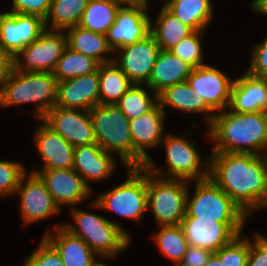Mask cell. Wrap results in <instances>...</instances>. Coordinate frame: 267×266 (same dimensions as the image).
I'll return each instance as SVG.
<instances>
[{"label":"cell","instance_id":"cell-1","mask_svg":"<svg viewBox=\"0 0 267 266\" xmlns=\"http://www.w3.org/2000/svg\"><path fill=\"white\" fill-rule=\"evenodd\" d=\"M261 155L211 152L209 156V177L247 216L252 209L267 208V160Z\"/></svg>","mask_w":267,"mask_h":266},{"label":"cell","instance_id":"cell-2","mask_svg":"<svg viewBox=\"0 0 267 266\" xmlns=\"http://www.w3.org/2000/svg\"><path fill=\"white\" fill-rule=\"evenodd\" d=\"M226 110V111H225ZM216 113L207 132L214 141L212 152L249 153L267 151V111Z\"/></svg>","mask_w":267,"mask_h":266},{"label":"cell","instance_id":"cell-3","mask_svg":"<svg viewBox=\"0 0 267 266\" xmlns=\"http://www.w3.org/2000/svg\"><path fill=\"white\" fill-rule=\"evenodd\" d=\"M58 81L49 72H19L12 68L0 82V106L35 103L42 120L56 105Z\"/></svg>","mask_w":267,"mask_h":266},{"label":"cell","instance_id":"cell-4","mask_svg":"<svg viewBox=\"0 0 267 266\" xmlns=\"http://www.w3.org/2000/svg\"><path fill=\"white\" fill-rule=\"evenodd\" d=\"M71 214L78 228L72 224L63 227L83 239L97 256L111 258L129 246L130 235L117 222L74 208Z\"/></svg>","mask_w":267,"mask_h":266},{"label":"cell","instance_id":"cell-5","mask_svg":"<svg viewBox=\"0 0 267 266\" xmlns=\"http://www.w3.org/2000/svg\"><path fill=\"white\" fill-rule=\"evenodd\" d=\"M96 143L107 153L117 152L126 168H133L129 119L116 104H98L89 110Z\"/></svg>","mask_w":267,"mask_h":266},{"label":"cell","instance_id":"cell-6","mask_svg":"<svg viewBox=\"0 0 267 266\" xmlns=\"http://www.w3.org/2000/svg\"><path fill=\"white\" fill-rule=\"evenodd\" d=\"M188 181L163 178L147 170V209H152L158 226L181 225L186 215Z\"/></svg>","mask_w":267,"mask_h":266},{"label":"cell","instance_id":"cell-7","mask_svg":"<svg viewBox=\"0 0 267 266\" xmlns=\"http://www.w3.org/2000/svg\"><path fill=\"white\" fill-rule=\"evenodd\" d=\"M128 169L129 178L99 195L90 207L111 210L121 217L140 220L147 210V169Z\"/></svg>","mask_w":267,"mask_h":266},{"label":"cell","instance_id":"cell-8","mask_svg":"<svg viewBox=\"0 0 267 266\" xmlns=\"http://www.w3.org/2000/svg\"><path fill=\"white\" fill-rule=\"evenodd\" d=\"M193 197L187 195L185 217H194L216 222H245L247 215L209 177L198 180Z\"/></svg>","mask_w":267,"mask_h":266},{"label":"cell","instance_id":"cell-9","mask_svg":"<svg viewBox=\"0 0 267 266\" xmlns=\"http://www.w3.org/2000/svg\"><path fill=\"white\" fill-rule=\"evenodd\" d=\"M162 141L166 143L167 158L165 162L167 163L168 174H163L158 168H155L152 160H149L145 165L149 172L159 177L185 181L209 178V159L206 163H202L203 161L196 149V143L173 134H166Z\"/></svg>","mask_w":267,"mask_h":266},{"label":"cell","instance_id":"cell-10","mask_svg":"<svg viewBox=\"0 0 267 266\" xmlns=\"http://www.w3.org/2000/svg\"><path fill=\"white\" fill-rule=\"evenodd\" d=\"M47 30L13 57L15 70L53 73L67 48V36L64 31Z\"/></svg>","mask_w":267,"mask_h":266},{"label":"cell","instance_id":"cell-11","mask_svg":"<svg viewBox=\"0 0 267 266\" xmlns=\"http://www.w3.org/2000/svg\"><path fill=\"white\" fill-rule=\"evenodd\" d=\"M181 226L192 247L218 251L234 237L242 234L244 222H216L194 217H184Z\"/></svg>","mask_w":267,"mask_h":266},{"label":"cell","instance_id":"cell-12","mask_svg":"<svg viewBox=\"0 0 267 266\" xmlns=\"http://www.w3.org/2000/svg\"><path fill=\"white\" fill-rule=\"evenodd\" d=\"M165 111L159 102L148 112L129 120V128L133 144V168L145 167L151 157L145 148L158 146L163 138Z\"/></svg>","mask_w":267,"mask_h":266},{"label":"cell","instance_id":"cell-13","mask_svg":"<svg viewBox=\"0 0 267 266\" xmlns=\"http://www.w3.org/2000/svg\"><path fill=\"white\" fill-rule=\"evenodd\" d=\"M160 47L149 34L144 39L116 50L115 64L133 84H146L151 76Z\"/></svg>","mask_w":267,"mask_h":266},{"label":"cell","instance_id":"cell-14","mask_svg":"<svg viewBox=\"0 0 267 266\" xmlns=\"http://www.w3.org/2000/svg\"><path fill=\"white\" fill-rule=\"evenodd\" d=\"M233 82L222 71L208 64L192 69L187 78L190 87L217 113L229 108Z\"/></svg>","mask_w":267,"mask_h":266},{"label":"cell","instance_id":"cell-15","mask_svg":"<svg viewBox=\"0 0 267 266\" xmlns=\"http://www.w3.org/2000/svg\"><path fill=\"white\" fill-rule=\"evenodd\" d=\"M42 120L74 147L96 143L88 110L54 106Z\"/></svg>","mask_w":267,"mask_h":266},{"label":"cell","instance_id":"cell-16","mask_svg":"<svg viewBox=\"0 0 267 266\" xmlns=\"http://www.w3.org/2000/svg\"><path fill=\"white\" fill-rule=\"evenodd\" d=\"M45 20L12 12L0 13V43L14 57L45 31Z\"/></svg>","mask_w":267,"mask_h":266},{"label":"cell","instance_id":"cell-17","mask_svg":"<svg viewBox=\"0 0 267 266\" xmlns=\"http://www.w3.org/2000/svg\"><path fill=\"white\" fill-rule=\"evenodd\" d=\"M145 6H121L106 39L113 52L150 34V17Z\"/></svg>","mask_w":267,"mask_h":266},{"label":"cell","instance_id":"cell-18","mask_svg":"<svg viewBox=\"0 0 267 266\" xmlns=\"http://www.w3.org/2000/svg\"><path fill=\"white\" fill-rule=\"evenodd\" d=\"M26 176L25 174L21 178L15 192L20 194V208L24 223L30 224L58 214L60 208L41 178L35 173H30L28 178Z\"/></svg>","mask_w":267,"mask_h":266},{"label":"cell","instance_id":"cell-19","mask_svg":"<svg viewBox=\"0 0 267 266\" xmlns=\"http://www.w3.org/2000/svg\"><path fill=\"white\" fill-rule=\"evenodd\" d=\"M32 173L37 174L45 183L59 208L61 205L73 207L91 196L92 188L84 183L83 178L74 169H41Z\"/></svg>","mask_w":267,"mask_h":266},{"label":"cell","instance_id":"cell-20","mask_svg":"<svg viewBox=\"0 0 267 266\" xmlns=\"http://www.w3.org/2000/svg\"><path fill=\"white\" fill-rule=\"evenodd\" d=\"M98 104L99 67L93 73L58 82L55 106L89 111Z\"/></svg>","mask_w":267,"mask_h":266},{"label":"cell","instance_id":"cell-21","mask_svg":"<svg viewBox=\"0 0 267 266\" xmlns=\"http://www.w3.org/2000/svg\"><path fill=\"white\" fill-rule=\"evenodd\" d=\"M35 132V145L44 160L42 169H73L75 147L43 120Z\"/></svg>","mask_w":267,"mask_h":266},{"label":"cell","instance_id":"cell-22","mask_svg":"<svg viewBox=\"0 0 267 266\" xmlns=\"http://www.w3.org/2000/svg\"><path fill=\"white\" fill-rule=\"evenodd\" d=\"M229 109L238 113L267 111V79L245 71L233 82Z\"/></svg>","mask_w":267,"mask_h":266},{"label":"cell","instance_id":"cell-23","mask_svg":"<svg viewBox=\"0 0 267 266\" xmlns=\"http://www.w3.org/2000/svg\"><path fill=\"white\" fill-rule=\"evenodd\" d=\"M115 166L112 154L105 152L97 143L75 147L73 169L89 188V180L107 179Z\"/></svg>","mask_w":267,"mask_h":266},{"label":"cell","instance_id":"cell-24","mask_svg":"<svg viewBox=\"0 0 267 266\" xmlns=\"http://www.w3.org/2000/svg\"><path fill=\"white\" fill-rule=\"evenodd\" d=\"M192 67L169 50H160L148 82L145 84L159 95L166 88L187 81Z\"/></svg>","mask_w":267,"mask_h":266},{"label":"cell","instance_id":"cell-25","mask_svg":"<svg viewBox=\"0 0 267 266\" xmlns=\"http://www.w3.org/2000/svg\"><path fill=\"white\" fill-rule=\"evenodd\" d=\"M56 234L46 232L43 236L59 253L65 266H91L96 254L87 243L66 230L63 225L55 227Z\"/></svg>","mask_w":267,"mask_h":266},{"label":"cell","instance_id":"cell-26","mask_svg":"<svg viewBox=\"0 0 267 266\" xmlns=\"http://www.w3.org/2000/svg\"><path fill=\"white\" fill-rule=\"evenodd\" d=\"M158 102L164 111V107L170 106L188 113H208V125L211 124L215 116L214 111L206 104L203 98L199 97L187 81L166 88L158 95Z\"/></svg>","mask_w":267,"mask_h":266},{"label":"cell","instance_id":"cell-27","mask_svg":"<svg viewBox=\"0 0 267 266\" xmlns=\"http://www.w3.org/2000/svg\"><path fill=\"white\" fill-rule=\"evenodd\" d=\"M66 36L67 47L72 51L91 57L99 64L113 62L114 58L107 59L104 55L113 52L108 46L106 35L77 25L66 29Z\"/></svg>","mask_w":267,"mask_h":266},{"label":"cell","instance_id":"cell-28","mask_svg":"<svg viewBox=\"0 0 267 266\" xmlns=\"http://www.w3.org/2000/svg\"><path fill=\"white\" fill-rule=\"evenodd\" d=\"M154 23L155 25H152L150 21V34L161 50H169L193 32L167 8L160 10Z\"/></svg>","mask_w":267,"mask_h":266},{"label":"cell","instance_id":"cell-29","mask_svg":"<svg viewBox=\"0 0 267 266\" xmlns=\"http://www.w3.org/2000/svg\"><path fill=\"white\" fill-rule=\"evenodd\" d=\"M132 85L114 61L99 65V104H116Z\"/></svg>","mask_w":267,"mask_h":266},{"label":"cell","instance_id":"cell-30","mask_svg":"<svg viewBox=\"0 0 267 266\" xmlns=\"http://www.w3.org/2000/svg\"><path fill=\"white\" fill-rule=\"evenodd\" d=\"M210 0H174L168 10L193 31H203L213 17Z\"/></svg>","mask_w":267,"mask_h":266},{"label":"cell","instance_id":"cell-31","mask_svg":"<svg viewBox=\"0 0 267 266\" xmlns=\"http://www.w3.org/2000/svg\"><path fill=\"white\" fill-rule=\"evenodd\" d=\"M88 2L89 0H51L50 11L45 19L46 29L64 31L79 25Z\"/></svg>","mask_w":267,"mask_h":266},{"label":"cell","instance_id":"cell-32","mask_svg":"<svg viewBox=\"0 0 267 266\" xmlns=\"http://www.w3.org/2000/svg\"><path fill=\"white\" fill-rule=\"evenodd\" d=\"M121 5L113 0H89L79 26L106 35Z\"/></svg>","mask_w":267,"mask_h":266},{"label":"cell","instance_id":"cell-33","mask_svg":"<svg viewBox=\"0 0 267 266\" xmlns=\"http://www.w3.org/2000/svg\"><path fill=\"white\" fill-rule=\"evenodd\" d=\"M99 65L95 59L74 52L67 47L59 59L53 75L60 82L93 73L98 70Z\"/></svg>","mask_w":267,"mask_h":266},{"label":"cell","instance_id":"cell-34","mask_svg":"<svg viewBox=\"0 0 267 266\" xmlns=\"http://www.w3.org/2000/svg\"><path fill=\"white\" fill-rule=\"evenodd\" d=\"M154 240L163 255L172 259L175 266L182 260L189 247L181 225H161L158 233L154 235Z\"/></svg>","mask_w":267,"mask_h":266},{"label":"cell","instance_id":"cell-35","mask_svg":"<svg viewBox=\"0 0 267 266\" xmlns=\"http://www.w3.org/2000/svg\"><path fill=\"white\" fill-rule=\"evenodd\" d=\"M141 84H133L116 103L117 107L129 120L135 119L150 111L158 103V95H152L140 87Z\"/></svg>","mask_w":267,"mask_h":266},{"label":"cell","instance_id":"cell-36","mask_svg":"<svg viewBox=\"0 0 267 266\" xmlns=\"http://www.w3.org/2000/svg\"><path fill=\"white\" fill-rule=\"evenodd\" d=\"M200 35H202V31H193L190 35L170 48L169 51L185 61L193 69L205 65Z\"/></svg>","mask_w":267,"mask_h":266},{"label":"cell","instance_id":"cell-37","mask_svg":"<svg viewBox=\"0 0 267 266\" xmlns=\"http://www.w3.org/2000/svg\"><path fill=\"white\" fill-rule=\"evenodd\" d=\"M214 253L219 257L220 262H223V266H247L249 238L239 234Z\"/></svg>","mask_w":267,"mask_h":266},{"label":"cell","instance_id":"cell-38","mask_svg":"<svg viewBox=\"0 0 267 266\" xmlns=\"http://www.w3.org/2000/svg\"><path fill=\"white\" fill-rule=\"evenodd\" d=\"M22 164L0 161V195L15 194L21 178L26 174Z\"/></svg>","mask_w":267,"mask_h":266},{"label":"cell","instance_id":"cell-39","mask_svg":"<svg viewBox=\"0 0 267 266\" xmlns=\"http://www.w3.org/2000/svg\"><path fill=\"white\" fill-rule=\"evenodd\" d=\"M23 266H65L57 250L43 237Z\"/></svg>","mask_w":267,"mask_h":266},{"label":"cell","instance_id":"cell-40","mask_svg":"<svg viewBox=\"0 0 267 266\" xmlns=\"http://www.w3.org/2000/svg\"><path fill=\"white\" fill-rule=\"evenodd\" d=\"M12 5L9 12L35 15L45 20L50 11L51 0H12Z\"/></svg>","mask_w":267,"mask_h":266},{"label":"cell","instance_id":"cell-41","mask_svg":"<svg viewBox=\"0 0 267 266\" xmlns=\"http://www.w3.org/2000/svg\"><path fill=\"white\" fill-rule=\"evenodd\" d=\"M252 61L246 70L251 76L267 79V38L253 48Z\"/></svg>","mask_w":267,"mask_h":266},{"label":"cell","instance_id":"cell-42","mask_svg":"<svg viewBox=\"0 0 267 266\" xmlns=\"http://www.w3.org/2000/svg\"><path fill=\"white\" fill-rule=\"evenodd\" d=\"M255 240H249V258L247 266H267V238L260 233Z\"/></svg>","mask_w":267,"mask_h":266},{"label":"cell","instance_id":"cell-43","mask_svg":"<svg viewBox=\"0 0 267 266\" xmlns=\"http://www.w3.org/2000/svg\"><path fill=\"white\" fill-rule=\"evenodd\" d=\"M213 252L204 248L189 246L177 266H205Z\"/></svg>","mask_w":267,"mask_h":266},{"label":"cell","instance_id":"cell-44","mask_svg":"<svg viewBox=\"0 0 267 266\" xmlns=\"http://www.w3.org/2000/svg\"><path fill=\"white\" fill-rule=\"evenodd\" d=\"M13 68V57L0 43V82L9 74Z\"/></svg>","mask_w":267,"mask_h":266},{"label":"cell","instance_id":"cell-45","mask_svg":"<svg viewBox=\"0 0 267 266\" xmlns=\"http://www.w3.org/2000/svg\"><path fill=\"white\" fill-rule=\"evenodd\" d=\"M251 7L254 12L267 15V0H252Z\"/></svg>","mask_w":267,"mask_h":266},{"label":"cell","instance_id":"cell-46","mask_svg":"<svg viewBox=\"0 0 267 266\" xmlns=\"http://www.w3.org/2000/svg\"><path fill=\"white\" fill-rule=\"evenodd\" d=\"M121 6H144V0H113Z\"/></svg>","mask_w":267,"mask_h":266},{"label":"cell","instance_id":"cell-47","mask_svg":"<svg viewBox=\"0 0 267 266\" xmlns=\"http://www.w3.org/2000/svg\"><path fill=\"white\" fill-rule=\"evenodd\" d=\"M205 266H223V262H220L219 257L213 252Z\"/></svg>","mask_w":267,"mask_h":266},{"label":"cell","instance_id":"cell-48","mask_svg":"<svg viewBox=\"0 0 267 266\" xmlns=\"http://www.w3.org/2000/svg\"><path fill=\"white\" fill-rule=\"evenodd\" d=\"M148 0H144V6L148 9ZM174 2V0H167V2L164 4V6H162V8H168V6H170L172 3Z\"/></svg>","mask_w":267,"mask_h":266},{"label":"cell","instance_id":"cell-49","mask_svg":"<svg viewBox=\"0 0 267 266\" xmlns=\"http://www.w3.org/2000/svg\"><path fill=\"white\" fill-rule=\"evenodd\" d=\"M91 266H109V265H107V264H105V263H99V262H96V260L92 263V265Z\"/></svg>","mask_w":267,"mask_h":266}]
</instances>
